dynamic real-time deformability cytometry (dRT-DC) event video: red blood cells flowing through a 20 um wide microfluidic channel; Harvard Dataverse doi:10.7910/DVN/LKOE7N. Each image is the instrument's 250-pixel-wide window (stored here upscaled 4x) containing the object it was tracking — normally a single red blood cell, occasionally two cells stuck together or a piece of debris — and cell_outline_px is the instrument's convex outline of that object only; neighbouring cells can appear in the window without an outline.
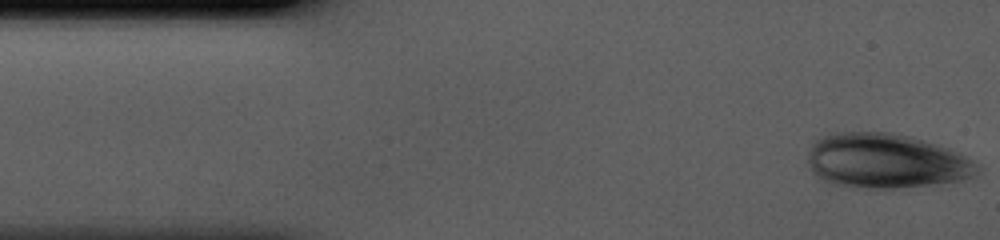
{"species": "human", "species_latin": "Homo sapiens", "temperature_condition": "cold", "stored_images_in_passage": 41, "camera_frame_rate_fps": 3000, "um_per_image_px": 0.085, "donor": {"sex": "male"}, "frame": {"image": 1, "passage_image": 1, "time_ms": 0.0, "image_size_px": [1000, 240], "cell_outline_px": [[984, 168], [980, 172], [972, 176], [960, 180], [936, 184], [868, 192], [864, 192], [828, 184], [816, 180], [808, 164], [808, 152], [812, 140], [828, 132], [892, 132], [912, 136], [960, 152], [980, 164]], "centroid_in_image_um": [75.24, 13.73], "position_along_channel_um": 9.8, "area_um2": 56.59}}
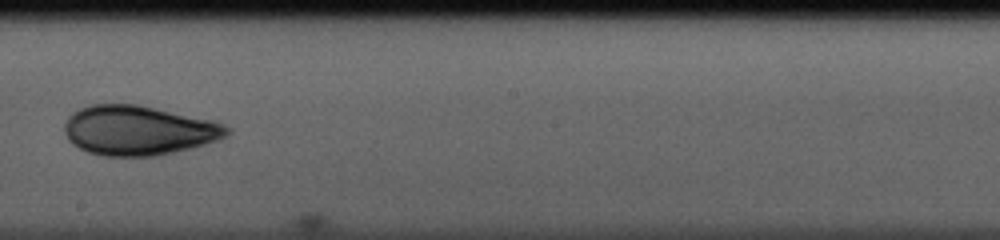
{"frame": {"image": 2, "passage_image": 23, "time_ms": 7.333, "image_size_px": [1000, 240], "cell_outline_px": [[232, 132], [228, 136], [220, 140], [192, 148], [156, 156], [100, 156], [88, 152], [72, 144], [68, 140], [64, 132], [64, 124], [68, 116], [72, 112], [80, 108], [92, 104], [136, 104], [216, 120], [232, 128]], "centroid_in_image_um": [11.82, 11.08], "position_along_channel_um": 236.4, "area_um2": 47.69}}
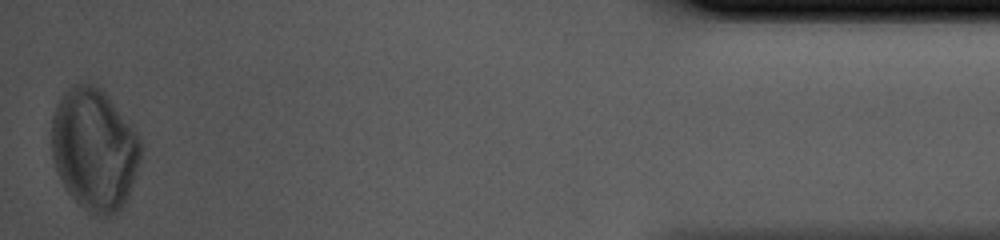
{"frame": {"image": 3, "passage_image": 41, "time_ms": 13.333, "image_size_px": [1000, 240], "cell_outline_px": [[144, 148], [140, 164], [128, 196], [124, 204], [108, 220], [96, 216], [88, 212], [64, 188], [60, 180], [52, 156], [52, 116], [56, 104], [64, 92], [68, 88], [84, 80], [96, 84], [108, 96], [132, 124], [140, 136]], "centroid_in_image_um": [8.05, 12.68], "position_along_channel_um": 427.1, "area_um2": 64.62}}